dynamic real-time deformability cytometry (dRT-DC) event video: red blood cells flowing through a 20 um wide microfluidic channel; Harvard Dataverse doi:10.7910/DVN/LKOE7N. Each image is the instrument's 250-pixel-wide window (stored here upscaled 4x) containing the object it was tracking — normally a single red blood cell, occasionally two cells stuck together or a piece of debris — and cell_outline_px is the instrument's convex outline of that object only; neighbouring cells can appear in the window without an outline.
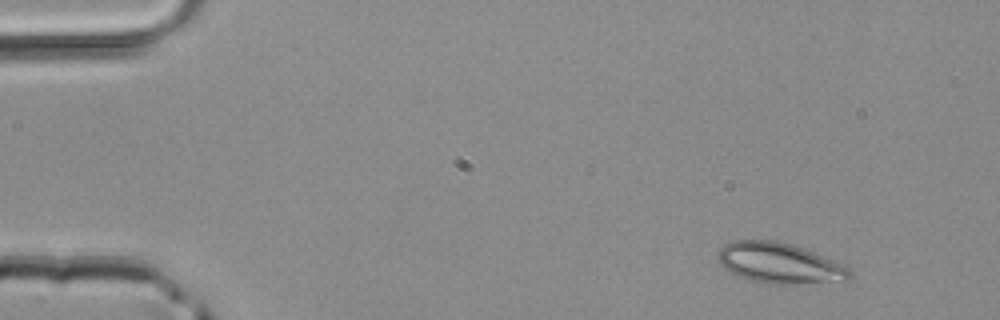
{"species": "common noctule bat (a hibernating species)", "species_latin": "Nyctalus noctula", "temperature_condition": "room temperature", "stored_images_in_passage": 2, "camera_frame_rate_fps": 3000, "um_per_image_px": 0.085, "animal": {"sex": "male", "body_mass_g": 20.4}, "frame": {"image": 1, "passage_image": 1, "time_ms": 0.0, "image_size_px": [1000, 320], "cell_outline_px": [[852, 280], [788, 284], [764, 284], [748, 280], [724, 268], [720, 264], [716, 256], [720, 248], [724, 244], [732, 240], [776, 240], [792, 244], [804, 248], [844, 264], [852, 272]], "centroid_in_image_um": [66.26, 22.36], "position_along_channel_um": 18.7, "area_um2": 31.5}}